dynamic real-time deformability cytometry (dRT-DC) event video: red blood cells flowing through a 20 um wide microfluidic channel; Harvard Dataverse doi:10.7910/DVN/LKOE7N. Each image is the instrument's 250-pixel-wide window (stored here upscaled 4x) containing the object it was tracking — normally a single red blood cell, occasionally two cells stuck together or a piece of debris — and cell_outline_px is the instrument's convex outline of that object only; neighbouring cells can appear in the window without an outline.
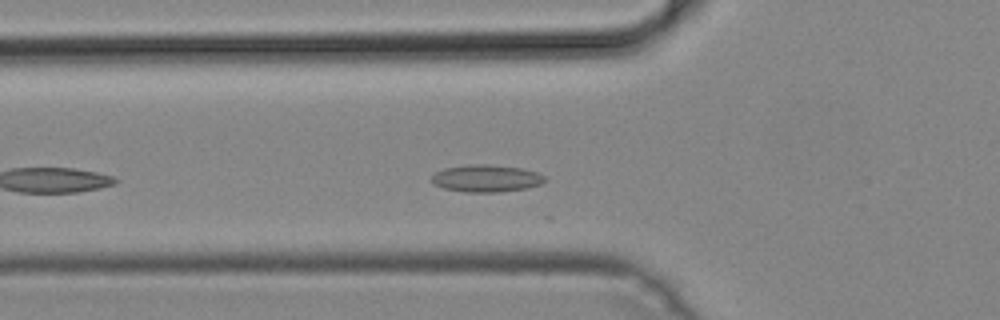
{"species": "common noctule bat (a hibernating species)", "species_latin": "Nyctalus noctula", "temperature_condition": "cold", "stored_images_in_passage": 29, "camera_frame_rate_fps": 3000, "um_per_image_px": 0.085, "animal": {"sex": "male", "body_mass_g": 19.2, "forearm_length_mm": 51.8}, "frame": {"image": 1, "passage_image": 6, "time_ms": 1.667, "image_size_px": [1000, 320], "cell_outline_px": [[544, 180], [540, 184], [524, 188], [500, 192], [464, 192], [444, 188], [436, 184], [432, 180], [432, 176], [436, 172], [444, 168], [468, 164], [488, 164], [520, 168], [536, 172], [544, 176]], "centroid_in_image_um": [41.3, 15.15], "position_along_channel_um": 84.5, "area_um2": 17.69}}
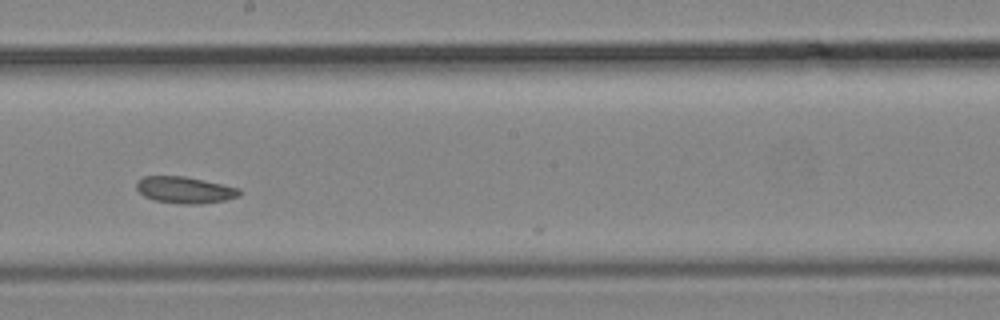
{"frame": {"image": 2, "passage_image": 17, "time_ms": 5.333, "image_size_px": [1000, 320], "cell_outline_px": [[240, 196], [224, 200], [200, 204], [180, 204], [152, 200], [144, 196], [136, 188], [136, 184], [144, 176], [184, 176], [204, 180], [240, 188]], "centroid_in_image_um": [15.71, 16.15], "position_along_channel_um": 232.5, "area_um2": 15.95}}
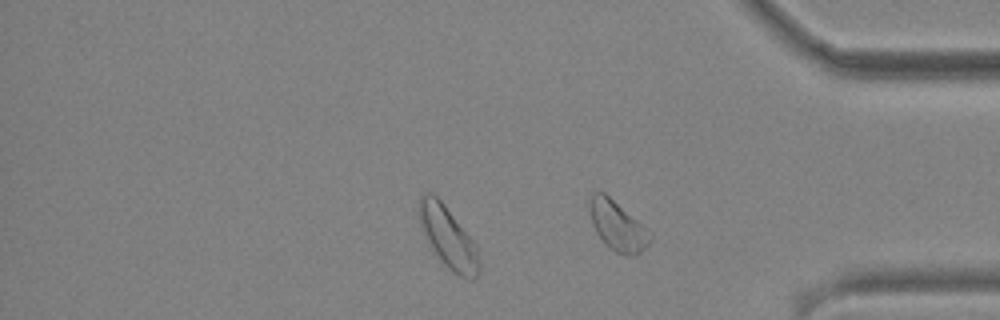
{"frame": {"image": 3, "passage_image": 29, "time_ms": 9.333, "image_size_px": [1000, 320], "cell_outline_px": [[652, 240], [640, 252], [628, 256], [624, 256], [616, 252], [604, 244], [596, 232], [592, 224], [588, 208], [588, 196], [592, 192], [604, 192], [652, 232]], "centroid_in_image_um": [52.46, 19.18], "position_along_channel_um": 382.7, "area_um2": 17.74}}